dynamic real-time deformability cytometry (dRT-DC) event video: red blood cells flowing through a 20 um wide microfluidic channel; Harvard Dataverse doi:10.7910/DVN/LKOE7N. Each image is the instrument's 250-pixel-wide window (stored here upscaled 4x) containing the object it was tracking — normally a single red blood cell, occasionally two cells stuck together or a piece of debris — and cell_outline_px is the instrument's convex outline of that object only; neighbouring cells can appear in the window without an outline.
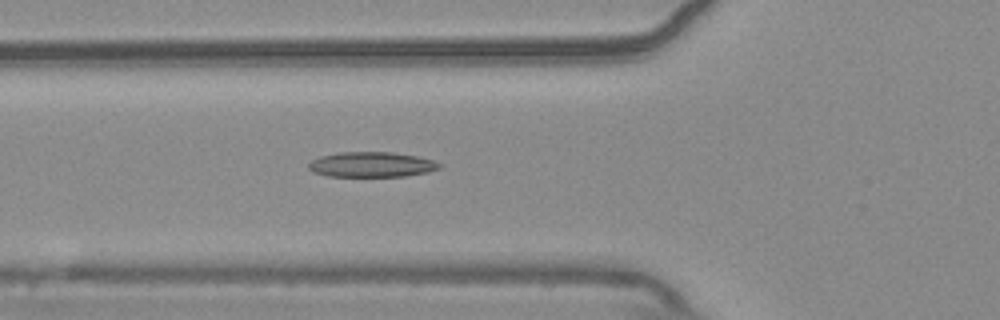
{"species": "common noctule bat (a hibernating species)", "species_latin": "Nyctalus noctula", "temperature_condition": "warm", "stored_images_in_passage": 55, "camera_frame_rate_fps": 3000, "um_per_image_px": 0.085, "animal": {"sex": "male", "body_mass_g": 20.4}, "frame": {"image": 1, "passage_image": 20, "time_ms": 6.333, "image_size_px": [1000, 320], "cell_outline_px": [[444, 164], [440, 168], [428, 172], [404, 176], [328, 176], [312, 172], [308, 168], [308, 164], [312, 160], [320, 156], [340, 152], [392, 152], [416, 156], [432, 160]], "centroid_in_image_um": [31.59, 13.98], "position_along_channel_um": 94.2, "area_um2": 19.19}}
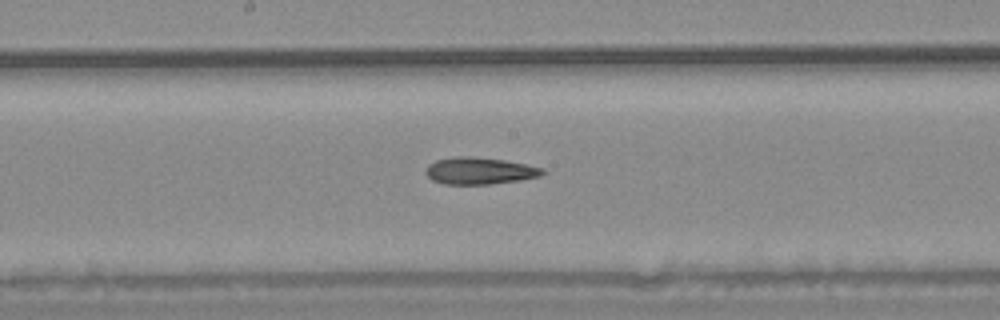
{"frame": {"image": 2, "passage_image": 29, "time_ms": 9.333, "image_size_px": [1000, 320], "cell_outline_px": [[548, 172], [540, 176], [520, 180], [488, 184], [444, 184], [432, 180], [424, 172], [428, 164], [436, 160], [456, 156], [468, 156], [504, 160], [544, 168]], "centroid_in_image_um": [40.76, 14.52], "position_along_channel_um": 207.4, "area_um2": 18.32}}
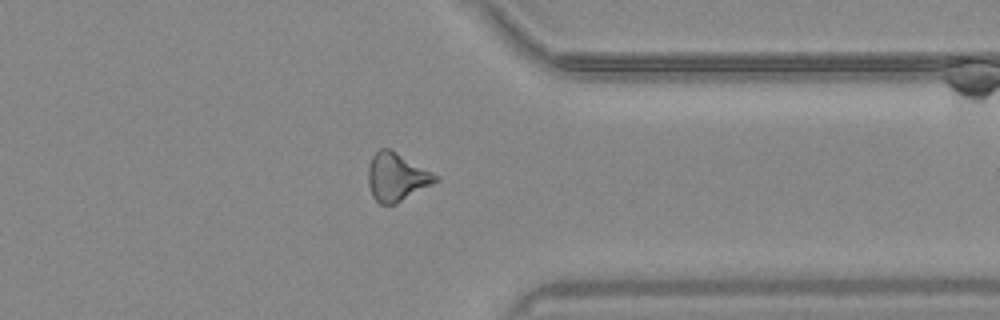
{"frame": {"image": 3, "passage_image": 43, "time_ms": 14.0, "image_size_px": [1000, 320], "cell_outline_px": [[440, 180], [396, 204], [380, 204], [372, 196], [368, 184], [368, 164], [372, 156], [380, 148], [388, 148], [396, 152], [440, 176]], "centroid_in_image_um": [33.71, 15.05], "position_along_channel_um": 377.7, "area_um2": 18.9}}